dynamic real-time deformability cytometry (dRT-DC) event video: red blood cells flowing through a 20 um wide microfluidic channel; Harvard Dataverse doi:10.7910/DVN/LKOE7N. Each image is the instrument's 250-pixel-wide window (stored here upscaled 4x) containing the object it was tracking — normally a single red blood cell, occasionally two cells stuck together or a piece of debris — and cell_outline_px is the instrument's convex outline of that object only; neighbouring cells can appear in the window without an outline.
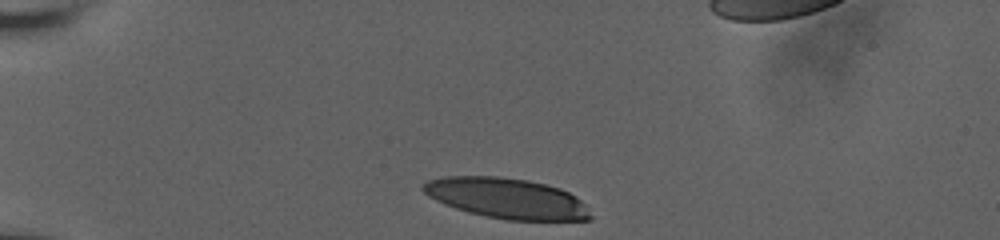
{"species": "human", "species_latin": "Homo sapiens", "temperature_condition": "room temperature", "stored_images_in_passage": 29, "camera_frame_rate_fps": 3000, "um_per_image_px": 0.085, "donor": {"sex": "male"}, "frame": {"image": 1, "passage_image": 1, "time_ms": 0.0, "image_size_px": [1000, 240], "cell_outline_px": [[592, 220], [504, 220], [484, 216], [468, 212], [444, 204], [428, 196], [420, 188], [428, 180], [444, 176], [496, 176], [528, 180], [560, 188], [576, 196], [584, 204], [592, 216]], "centroid_in_image_um": [43.06, 16.86], "position_along_channel_um": 41.9, "area_um2": 39.48}}
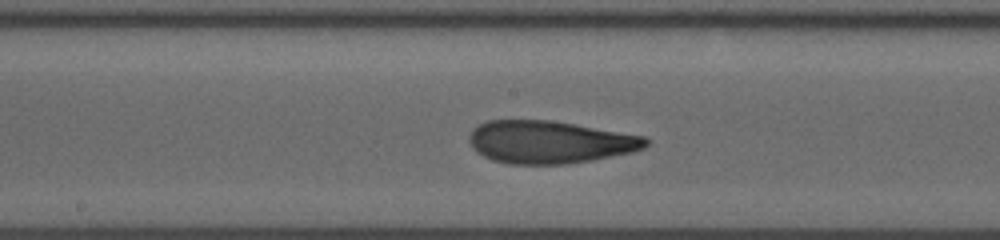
{"frame": {"image": 2, "passage_image": 17, "time_ms": 5.667, "image_size_px": [1000, 240], "cell_outline_px": [[648, 144], [644, 148], [632, 152], [592, 160], [568, 164], [508, 164], [492, 160], [476, 152], [472, 148], [468, 140], [468, 136], [472, 128], [488, 120], [548, 120], [644, 136], [648, 140]], "centroid_in_image_um": [46.67, 12.08], "position_along_channel_um": 201.5, "area_um2": 43.81}}
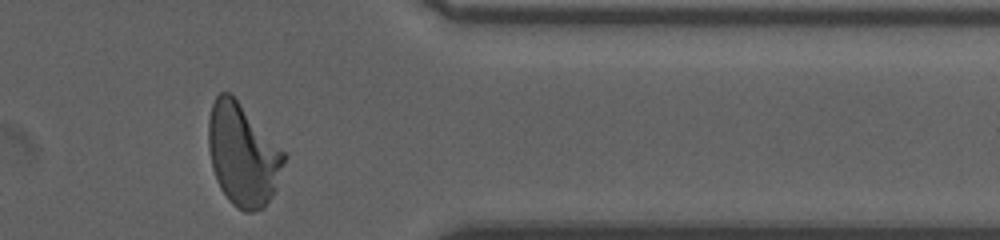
{"frame": {"image": 3, "passage_image": 29, "time_ms": 11.0, "image_size_px": [1000, 240], "cell_outline_px": [[288, 156], [276, 188], [272, 196], [264, 208], [252, 212], [244, 212], [236, 208], [228, 200], [220, 188], [216, 180], [212, 168], [208, 148], [208, 120], [212, 104], [216, 96], [220, 92], [228, 92], [236, 100]], "centroid_in_image_um": [20.63, 13.21], "position_along_channel_um": 390.8, "area_um2": 44.85}, "authors_computed_cell_mechanics": {"area_um2": 43.061, "velocity_mm_per_s": 3.7532, "shape_relaxation_time_tau1_ms": 5.5651, "shape_relaxation_time_tau2_ms": 1.477, "deformation_change_tau1": 0.2179, "deformation_change_tau2": 0.1013}}